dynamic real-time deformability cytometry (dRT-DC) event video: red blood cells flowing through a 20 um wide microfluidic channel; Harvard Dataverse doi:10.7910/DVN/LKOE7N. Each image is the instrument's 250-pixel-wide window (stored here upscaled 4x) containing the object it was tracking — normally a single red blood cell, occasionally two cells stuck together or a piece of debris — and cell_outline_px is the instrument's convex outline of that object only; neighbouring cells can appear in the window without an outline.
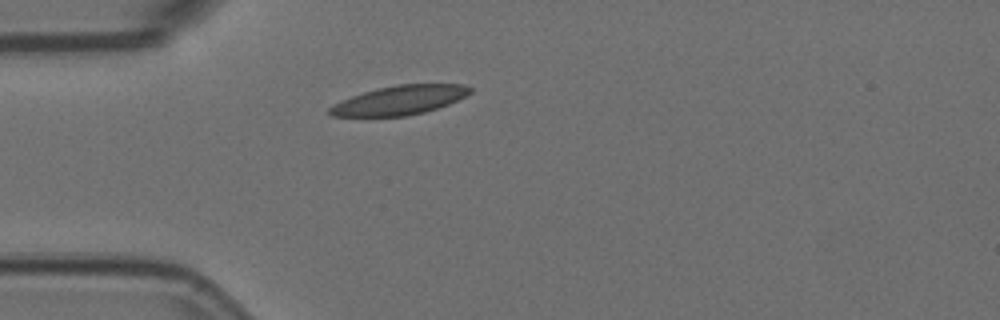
{"species": "Egyptian fruit bat (a non-hibernating species)", "species_latin": "Rousettus aegyptiacus", "temperature_condition": "room temperature", "stored_images_in_passage": 2, "camera_frame_rate_fps": 3000, "um_per_image_px": 0.085, "animal": {"sex": "female"}, "frame": {"image": 1, "passage_image": 1, "time_ms": 0.0, "image_size_px": [1000, 320], "cell_outline_px": [[472, 92], [448, 104], [424, 112], [404, 116], [332, 116], [328, 112], [328, 108], [332, 104], [352, 96], [376, 88], [396, 84], [464, 84], [472, 88]], "centroid_in_image_um": [33.95, 8.5], "position_along_channel_um": 51.1, "area_um2": 23.7}}